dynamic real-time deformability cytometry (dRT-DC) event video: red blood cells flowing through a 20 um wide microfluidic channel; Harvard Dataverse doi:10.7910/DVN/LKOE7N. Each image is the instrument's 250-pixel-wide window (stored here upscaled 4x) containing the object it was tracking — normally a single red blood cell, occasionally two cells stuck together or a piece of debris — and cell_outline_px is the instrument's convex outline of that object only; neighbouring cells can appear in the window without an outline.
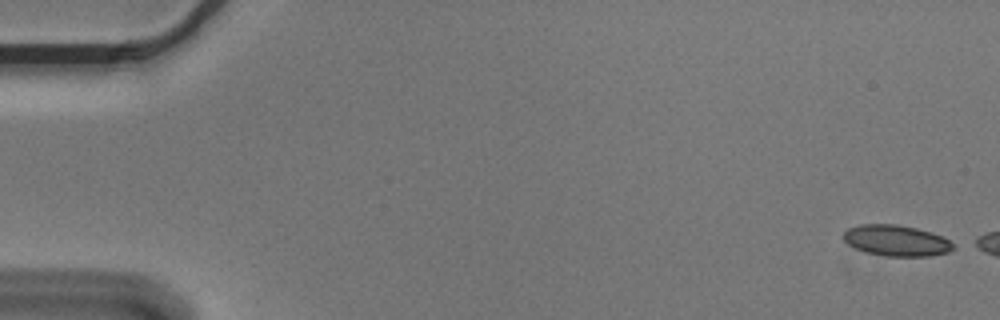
{"species": "Egyptian fruit bat (a non-hibernating species)", "species_latin": "Rousettus aegyptiacus", "temperature_condition": "cold", "stored_images_in_passage": 3, "camera_frame_rate_fps": 3000, "um_per_image_px": 0.085, "animal": {"sex": "male"}, "frame": {"image": 1, "passage_image": 1, "time_ms": 0.0, "image_size_px": [1000, 320], "cell_outline_px": [[956, 248], [948, 252], [932, 256], [888, 256], [868, 252], [856, 248], [848, 244], [844, 240], [844, 232], [848, 228], [860, 224], [896, 224], [916, 228], [932, 232], [944, 236], [956, 244]], "centroid_in_image_um": [76.26, 20.44], "position_along_channel_um": 8.7, "area_um2": 19.94}}